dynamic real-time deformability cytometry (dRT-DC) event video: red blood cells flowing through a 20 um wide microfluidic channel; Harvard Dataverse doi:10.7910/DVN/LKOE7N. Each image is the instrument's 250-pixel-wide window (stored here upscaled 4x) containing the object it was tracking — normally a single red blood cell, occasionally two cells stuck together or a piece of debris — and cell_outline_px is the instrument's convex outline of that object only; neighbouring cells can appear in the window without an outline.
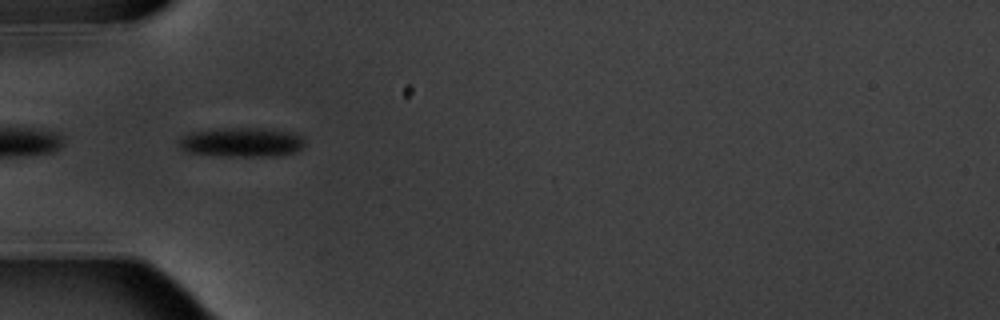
{"species": "common noctule bat (a hibernating species)", "species_latin": "Nyctalus noctula", "temperature_condition": "warm", "stored_images_in_passage": 2, "camera_frame_rate_fps": 3000, "um_per_image_px": 0.085, "animal": {"sex": "male", "body_mass_g": 20.1, "forearm_length_mm": 53.5}, "frame": {"image": 1, "passage_image": 1, "time_ms": 0.0, "image_size_px": [1000, 320], "cell_outline_px": [[304, 144], [296, 152], [280, 156], [220, 156], [184, 152], [176, 144], [184, 136], [192, 132], [228, 128], [256, 128], [288, 132], [300, 136], [304, 140]], "centroid_in_image_um": [20.5, 12.12], "position_along_channel_um": 64.5, "area_um2": 21.39}}